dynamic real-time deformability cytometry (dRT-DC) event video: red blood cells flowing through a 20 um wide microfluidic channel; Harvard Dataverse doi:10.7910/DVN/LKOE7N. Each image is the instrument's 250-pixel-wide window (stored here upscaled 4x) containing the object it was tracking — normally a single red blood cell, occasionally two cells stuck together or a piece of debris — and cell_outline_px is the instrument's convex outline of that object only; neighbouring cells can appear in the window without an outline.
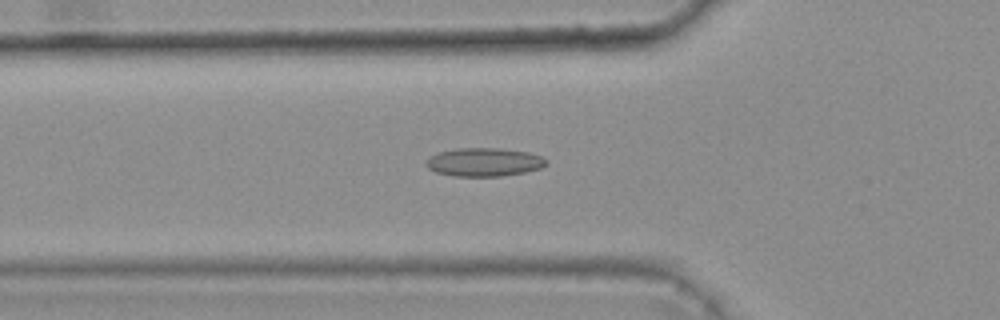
{"species": "common noctule bat (a hibernating species)", "species_latin": "Nyctalus noctula", "temperature_condition": "warm", "stored_images_in_passage": 5, "camera_frame_rate_fps": 3000, "um_per_image_px": 0.085, "animal": {"sex": "female", "body_mass_g": 25.1}, "frame": {"image": 1, "passage_image": 5, "time_ms": 1.333, "image_size_px": [1000, 320], "cell_outline_px": [[548, 164], [540, 168], [524, 172], [500, 176], [452, 176], [436, 172], [428, 168], [424, 164], [428, 156], [436, 152], [456, 148], [500, 148], [528, 152], [540, 156], [548, 160]], "centroid_in_image_um": [41.1, 13.77], "position_along_channel_um": 84.7, "area_um2": 20.11}}